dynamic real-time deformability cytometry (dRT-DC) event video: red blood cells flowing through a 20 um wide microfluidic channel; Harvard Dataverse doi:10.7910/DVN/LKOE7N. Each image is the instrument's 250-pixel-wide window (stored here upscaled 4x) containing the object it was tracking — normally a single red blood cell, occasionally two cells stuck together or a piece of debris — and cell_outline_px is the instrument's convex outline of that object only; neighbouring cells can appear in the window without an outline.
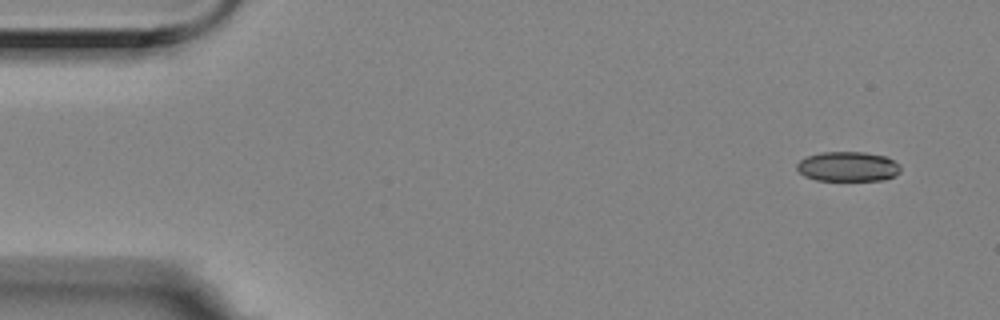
{"species": "Egyptian fruit bat (a non-hibernating species)", "species_latin": "Rousettus aegyptiacus", "temperature_condition": "room temperature", "stored_images_in_passage": 4, "camera_frame_rate_fps": 3000, "um_per_image_px": 0.085, "animal": {"sex": "female"}, "frame": {"image": 1, "passage_image": 1, "time_ms": 0.0, "image_size_px": [1000, 320], "cell_outline_px": [[900, 172], [896, 176], [884, 180], [816, 180], [804, 176], [796, 168], [796, 164], [800, 160], [808, 156], [820, 152], [864, 152], [888, 156], [900, 164]], "centroid_in_image_um": [72.11, 14.15], "position_along_channel_um": 12.9, "area_um2": 18.21}}
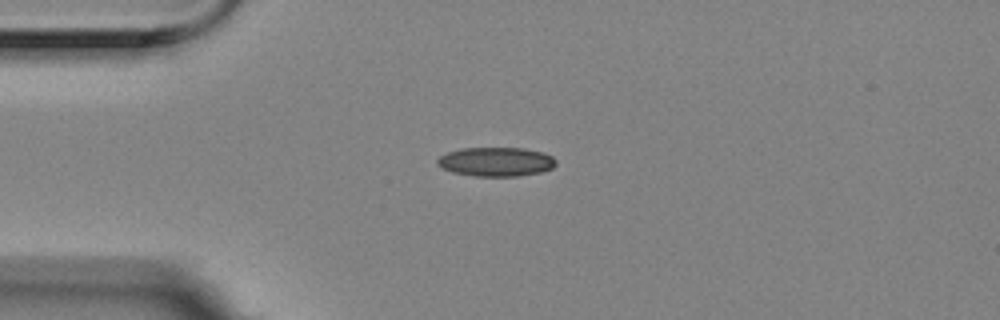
{"frame": {"image": 2, "passage_image": 3, "time_ms": 0.667, "image_size_px": [1000, 320], "cell_outline_px": [[556, 164], [552, 168], [540, 172], [516, 176], [472, 176], [452, 172], [440, 168], [436, 164], [436, 160], [440, 156], [448, 152], [460, 148], [524, 148], [544, 152], [552, 156], [556, 160]], "centroid_in_image_um": [42.13, 13.74], "position_along_channel_um": 42.9, "area_um2": 20.29}}